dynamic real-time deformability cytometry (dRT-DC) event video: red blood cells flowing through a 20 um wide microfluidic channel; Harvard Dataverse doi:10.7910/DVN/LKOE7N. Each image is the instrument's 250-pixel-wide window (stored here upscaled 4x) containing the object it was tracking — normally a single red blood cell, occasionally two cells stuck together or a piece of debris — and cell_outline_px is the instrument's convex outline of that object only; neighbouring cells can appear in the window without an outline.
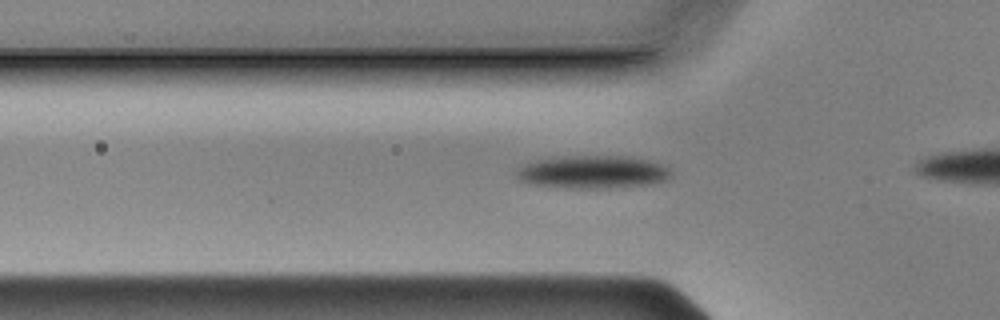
{"species": "Egyptian fruit bat (a non-hibernating species)", "species_latin": "Rousettus aegyptiacus", "temperature_condition": "cold", "stored_images_in_passage": 36, "camera_frame_rate_fps": 3000, "um_per_image_px": 0.085, "animal": {"sex": "male"}, "frame": {"image": 1, "passage_image": 9, "time_ms": 2.667, "image_size_px": [1000, 320], "cell_outline_px": [[672, 176], [668, 180], [648, 184], [608, 188], [568, 188], [528, 184], [516, 180], [512, 172], [524, 164], [536, 160], [552, 156], [632, 156], [664, 164], [672, 168]], "centroid_in_image_um": [50.34, 14.61], "position_along_channel_um": 75.5, "area_um2": 30.52}}
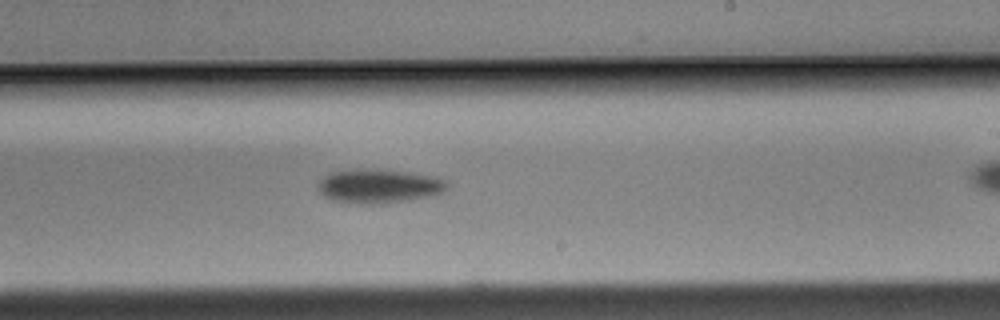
{"frame": {"image": 2, "passage_image": 24, "time_ms": 7.667, "image_size_px": [1000, 320], "cell_outline_px": [[448, 188], [444, 192], [432, 196], [412, 200], [376, 204], [348, 204], [332, 200], [324, 196], [316, 188], [316, 184], [328, 172], [352, 168], [376, 168], [404, 172], [428, 176], [444, 180], [448, 184]], "centroid_in_image_um": [32.12, 15.82], "position_along_channel_um": 256.9, "area_um2": 26.18}}
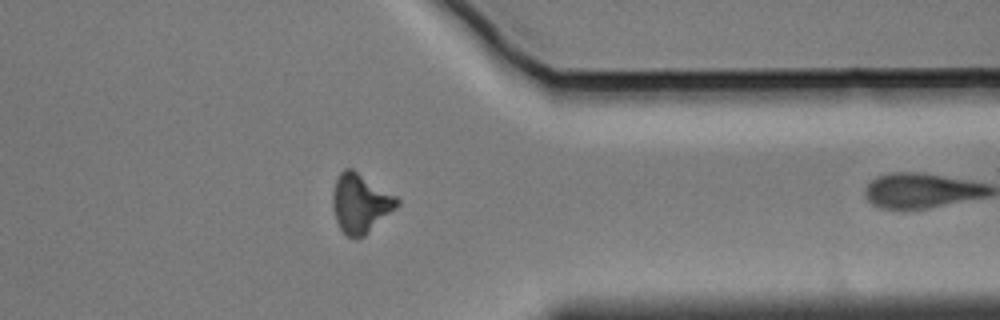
{"frame": {"image": 3, "passage_image": 35, "time_ms": 11.333, "image_size_px": [1000, 320], "cell_outline_px": [[400, 204], [396, 208], [364, 236], [356, 240], [352, 240], [340, 228], [336, 220], [332, 208], [332, 192], [336, 176], [344, 168], [352, 168], [396, 196], [400, 200]], "centroid_in_image_um": [30.61, 17.28], "position_along_channel_um": 380.8, "area_um2": 22.37}}